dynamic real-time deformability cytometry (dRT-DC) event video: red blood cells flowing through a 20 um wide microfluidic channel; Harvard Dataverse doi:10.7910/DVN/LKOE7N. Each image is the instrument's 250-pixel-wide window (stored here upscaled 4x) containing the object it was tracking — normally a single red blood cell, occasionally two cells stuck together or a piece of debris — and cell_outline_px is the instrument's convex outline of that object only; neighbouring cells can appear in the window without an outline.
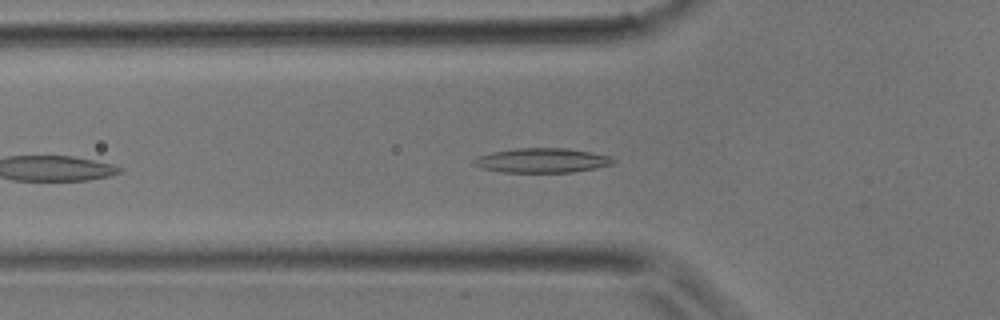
{"species": "common noctule bat (a hibernating species)", "species_latin": "Nyctalus noctula", "temperature_condition": "room temperature", "stored_images_in_passage": 17, "camera_frame_rate_fps": 3000, "um_per_image_px": 0.085, "animal": {"sex": "male", "body_mass_g": 17.9}, "frame": {"image": 1, "passage_image": 4, "time_ms": 1.0, "image_size_px": [1000, 320], "cell_outline_px": [[616, 160], [612, 164], [596, 168], [572, 172], [504, 172], [480, 168], [472, 164], [472, 160], [476, 156], [492, 152], [516, 148], [568, 148], [608, 156]], "centroid_in_image_um": [46.01, 13.63], "position_along_channel_um": 79.8, "area_um2": 19.88}}
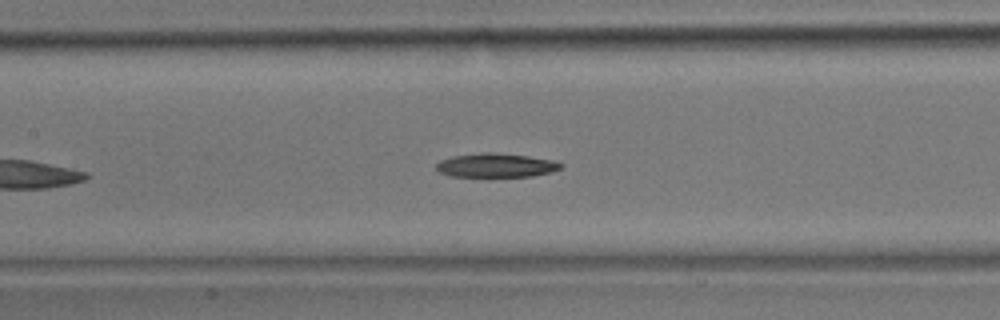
{"frame": {"image": 2, "passage_image": 9, "time_ms": 2.667, "image_size_px": [1000, 320], "cell_outline_px": [[564, 164], [560, 168], [552, 172], [532, 176], [452, 176], [440, 172], [436, 168], [436, 164], [440, 160], [452, 156], [480, 152], [496, 152], [528, 156], [556, 160]], "centroid_in_image_um": [42.19, 14.03], "position_along_channel_um": 165.2, "area_um2": 17.46}}
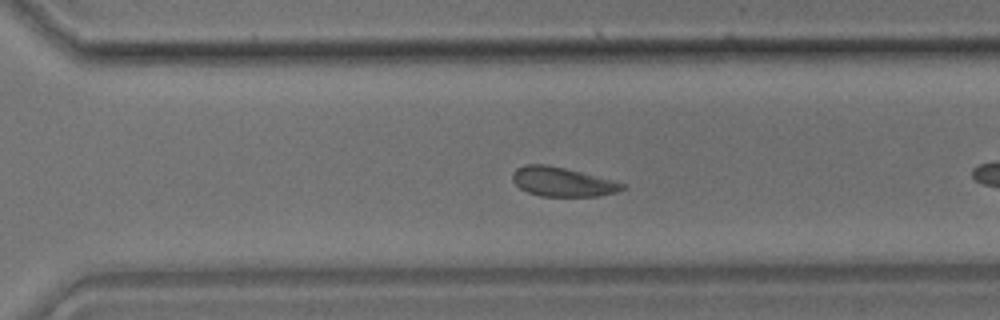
{"frame": {"image": 3, "passage_image": 16, "time_ms": 5.0, "image_size_px": [1000, 320], "cell_outline_px": [[624, 188], [616, 192], [596, 196], [540, 196], [528, 192], [520, 188], [512, 180], [512, 172], [516, 168], [524, 164], [544, 164], [564, 168], [612, 180], [624, 184]], "centroid_in_image_um": [47.73, 15.45], "position_along_channel_um": 322.9, "area_um2": 18.44}}